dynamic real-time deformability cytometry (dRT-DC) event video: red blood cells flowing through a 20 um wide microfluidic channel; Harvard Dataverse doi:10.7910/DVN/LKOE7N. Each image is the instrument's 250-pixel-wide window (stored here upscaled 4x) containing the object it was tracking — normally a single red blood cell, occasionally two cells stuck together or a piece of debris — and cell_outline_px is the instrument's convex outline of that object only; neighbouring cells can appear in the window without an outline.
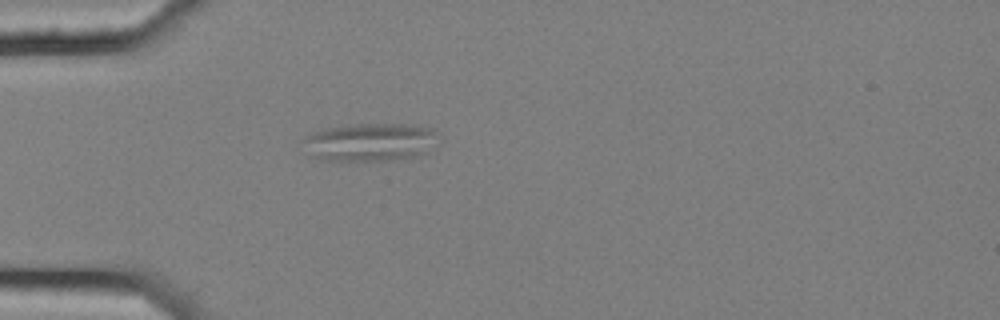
{"species": "common noctule bat (a hibernating species)", "species_latin": "Nyctalus noctula", "temperature_condition": "cold", "stored_images_in_passage": 5, "camera_frame_rate_fps": 3000, "um_per_image_px": 0.085, "animal": {"sex": "female", "body_mass_g": 25.1}, "frame": {"image": 1, "passage_image": 1, "time_ms": 0.0, "image_size_px": [1000, 320], "cell_outline_px": [[444, 140], [440, 144], [428, 152], [416, 156], [392, 160], [320, 160], [312, 156], [300, 140], [308, 132], [324, 128], [348, 124], [412, 124], [436, 128]], "centroid_in_image_um": [31.56, 12.05], "position_along_channel_um": 53.4, "area_um2": 31.21}}